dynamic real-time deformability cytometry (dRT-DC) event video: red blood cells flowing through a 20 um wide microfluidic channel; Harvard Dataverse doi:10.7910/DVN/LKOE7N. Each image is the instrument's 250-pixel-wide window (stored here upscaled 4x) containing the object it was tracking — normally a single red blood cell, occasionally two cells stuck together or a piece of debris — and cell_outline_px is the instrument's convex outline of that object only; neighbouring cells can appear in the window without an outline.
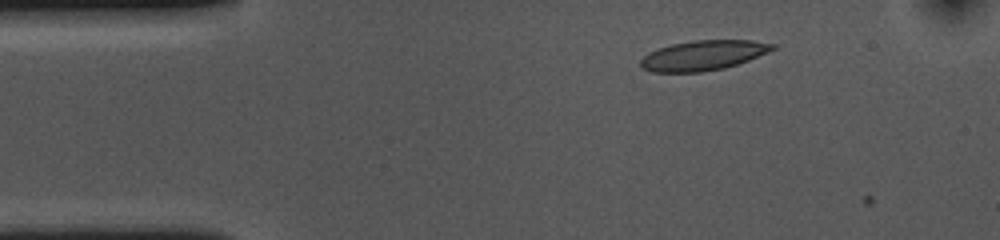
{"species": "common noctule bat (a hibernating species)", "species_latin": "Nyctalus noctula", "temperature_condition": "cold", "stored_images_in_passage": 6, "camera_frame_rate_fps": 3000, "um_per_image_px": 0.085, "animal": {"sex": "female", "body_mass_g": 10.0, "forearm_length_mm": 53.1}, "frame": {"image": 1, "passage_image": 4, "time_ms": 1.0, "image_size_px": [1000, 240], "cell_outline_px": [[776, 48], [768, 52], [748, 60], [724, 68], [700, 72], [652, 72], [644, 68], [640, 64], [640, 60], [648, 52], [656, 48], [672, 44], [696, 40], [752, 40], [776, 44]], "centroid_in_image_um": [59.76, 4.7], "position_along_channel_um": 25.2, "area_um2": 22.95}}